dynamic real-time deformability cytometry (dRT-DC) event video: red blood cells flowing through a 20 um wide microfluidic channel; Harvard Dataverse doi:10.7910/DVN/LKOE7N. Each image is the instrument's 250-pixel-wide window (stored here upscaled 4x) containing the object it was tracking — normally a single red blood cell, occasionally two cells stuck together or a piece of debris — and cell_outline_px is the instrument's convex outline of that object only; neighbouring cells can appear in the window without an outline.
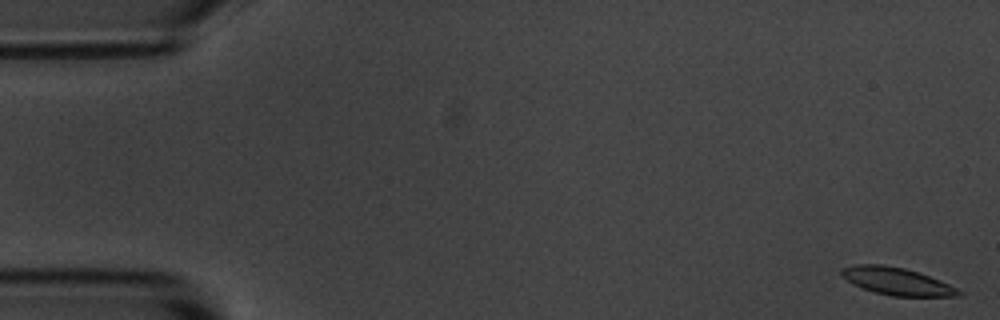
{"species": "common noctule bat (a hibernating species)", "species_latin": "Nyctalus noctula", "temperature_condition": "room temperature", "stored_images_in_passage": 57, "camera_frame_rate_fps": 3000, "um_per_image_px": 0.085, "animal": {"sex": "male", "body_mass_g": 20.1, "forearm_length_mm": 53.5}, "frame": {"image": 1, "passage_image": 1, "time_ms": 0.0, "image_size_px": [1000, 320], "cell_outline_px": [[964, 296], [892, 296], [876, 292], [852, 284], [840, 276], [840, 268], [852, 264], [884, 264], [904, 268], [940, 280], [964, 292]], "centroid_in_image_um": [76.19, 23.9], "position_along_channel_um": 8.8, "area_um2": 18.79}}
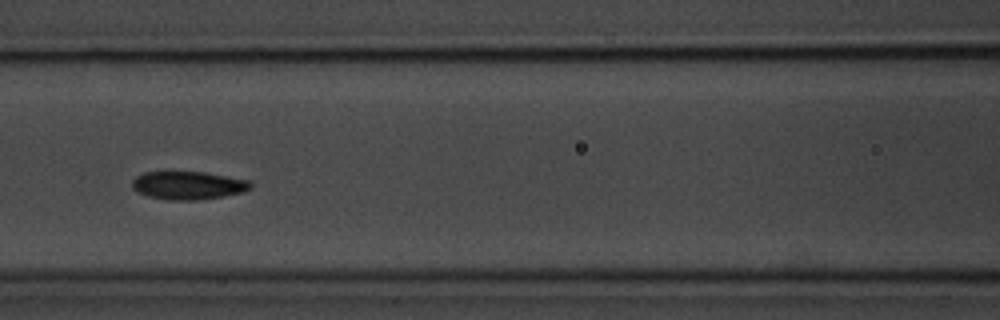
{"frame": {"image": 2, "passage_image": 24, "time_ms": 7.667, "image_size_px": [1000, 320], "cell_outline_px": [[252, 188], [244, 192], [224, 196], [196, 200], [168, 200], [148, 196], [136, 192], [132, 188], [132, 180], [136, 176], [144, 172], [204, 172], [248, 180], [252, 184]], "centroid_in_image_um": [15.98, 15.76], "position_along_channel_um": 150.6, "area_um2": 19.48}}
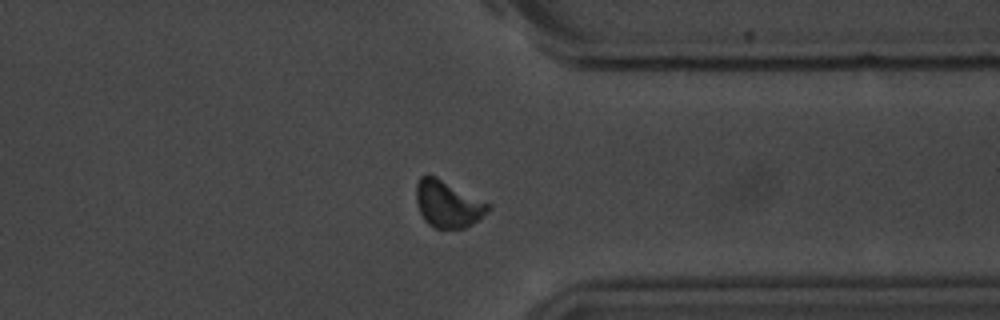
{"frame": {"image": 3, "passage_image": 43, "time_ms": 14.0, "image_size_px": [1000, 320], "cell_outline_px": [[492, 208], [488, 212], [472, 224], [464, 228], [436, 228], [428, 224], [424, 220], [416, 204], [416, 184], [420, 176], [436, 176], [492, 204]], "centroid_in_image_um": [38.08, 17.34], "position_along_channel_um": 373.3, "area_um2": 19.77}, "authors_computed_cell_mechanics": {"area_um2": 18.785, "velocity_mm_per_s": 3.5752, "shape_relaxation_time_tau1_ms": 3.1672, "shape_relaxation_time_tau2_ms": 2.6223, "deformation_change_tau1": 0.1196, "deformation_change_tau2": 0.0814}}